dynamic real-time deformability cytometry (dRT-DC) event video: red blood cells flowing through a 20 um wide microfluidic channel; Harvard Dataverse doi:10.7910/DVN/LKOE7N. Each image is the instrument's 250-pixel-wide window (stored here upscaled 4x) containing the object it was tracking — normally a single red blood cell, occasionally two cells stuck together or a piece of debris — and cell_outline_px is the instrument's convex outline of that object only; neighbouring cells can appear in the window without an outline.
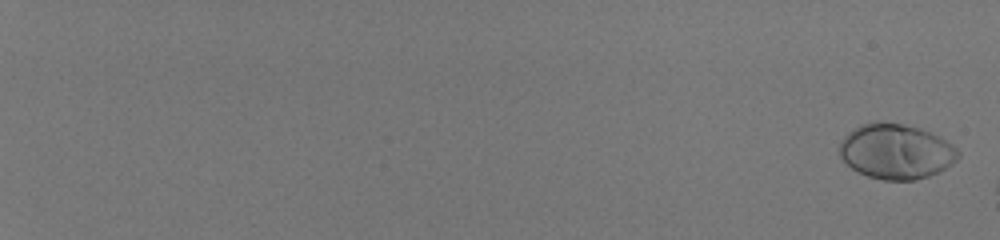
{"species": "human", "species_latin": "Homo sapiens", "temperature_condition": "room temperature", "stored_images_in_passage": 11, "camera_frame_rate_fps": 3000, "um_per_image_px": 0.085, "donor": {"sex": "male"}, "frame": {"image": 1, "passage_image": 2, "time_ms": 0.333, "image_size_px": [1000, 240], "cell_outline_px": [[960, 156], [952, 164], [940, 172], [928, 176], [912, 180], [884, 180], [868, 176], [856, 172], [840, 156], [840, 144], [844, 136], [848, 132], [860, 124], [876, 120], [880, 120], [920, 128], [932, 132], [940, 136], [952, 144], [960, 152]], "centroid_in_image_um": [76.17, 12.86], "position_along_channel_um": 8.8, "area_um2": 38.38}}